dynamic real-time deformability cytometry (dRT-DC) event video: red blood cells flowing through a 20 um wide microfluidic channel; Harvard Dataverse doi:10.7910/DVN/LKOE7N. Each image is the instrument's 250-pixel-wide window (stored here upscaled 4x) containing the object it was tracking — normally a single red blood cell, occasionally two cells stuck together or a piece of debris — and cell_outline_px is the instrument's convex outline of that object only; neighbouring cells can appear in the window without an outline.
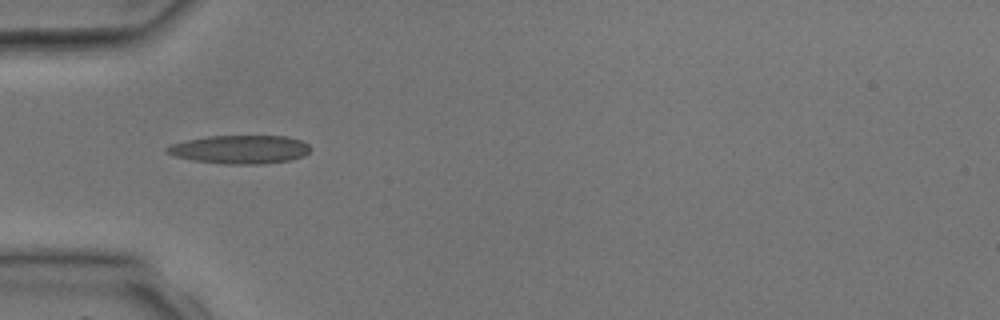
{"species": "common noctule bat (a hibernating species)", "species_latin": "Nyctalus noctula", "temperature_condition": "room temperature", "stored_images_in_passage": 1, "camera_frame_rate_fps": 3000, "um_per_image_px": 0.085, "animal": {"sex": "male", "body_mass_g": 17.9, "forearm_length_mm": 54.2}, "frame": {"image": 1, "passage_image": 1, "time_ms": 0.0, "image_size_px": [1000, 320], "cell_outline_px": [[312, 148], [304, 156], [292, 160], [264, 164], [224, 164], [192, 160], [176, 156], [164, 152], [164, 148], [172, 144], [188, 140], [208, 136], [288, 136], [300, 140], [308, 144]], "centroid_in_image_um": [20.43, 12.71], "position_along_channel_um": 64.6, "area_um2": 23.93}}